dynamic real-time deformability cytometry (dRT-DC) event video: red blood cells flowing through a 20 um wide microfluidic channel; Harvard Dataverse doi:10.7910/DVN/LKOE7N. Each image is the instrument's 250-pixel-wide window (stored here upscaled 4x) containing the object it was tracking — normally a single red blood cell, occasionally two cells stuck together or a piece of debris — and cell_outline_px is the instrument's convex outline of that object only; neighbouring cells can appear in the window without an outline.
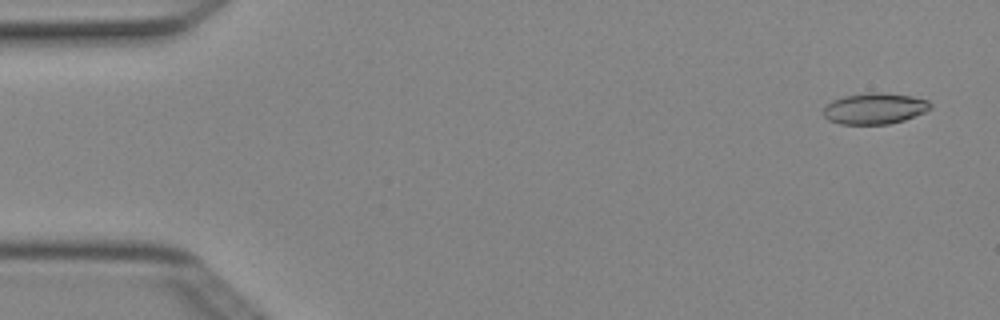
{"species": "Egyptian fruit bat (a non-hibernating species)", "species_latin": "Rousettus aegyptiacus", "temperature_condition": "cold", "stored_images_in_passage": 6, "camera_frame_rate_fps": 3000, "um_per_image_px": 0.085, "animal": {"sex": "female"}, "frame": {"image": 1, "passage_image": 1, "time_ms": 0.0, "image_size_px": [1000, 320], "cell_outline_px": [[932, 108], [924, 112], [904, 120], [888, 124], [840, 124], [828, 120], [824, 116], [824, 108], [832, 100], [844, 96], [868, 92], [880, 92], [912, 96], [928, 100], [932, 104]], "centroid_in_image_um": [74.36, 9.22], "position_along_channel_um": 10.6, "area_um2": 19.42}}
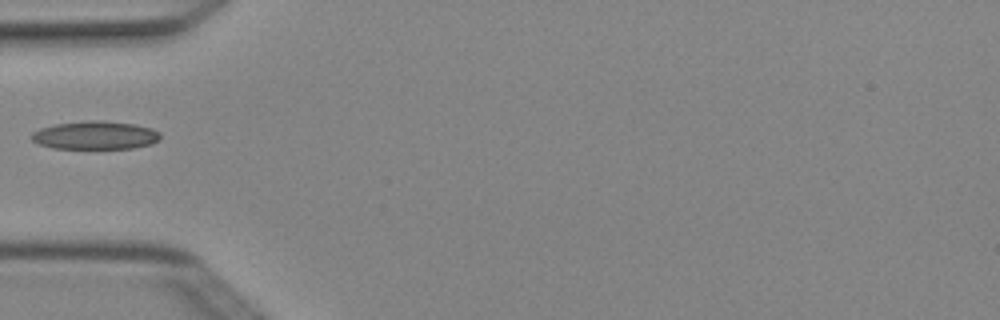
{"frame": {"image": 2, "passage_image": 5, "time_ms": 1.333, "image_size_px": [1000, 320], "cell_outline_px": [[160, 140], [152, 144], [132, 148], [52, 148], [36, 144], [32, 140], [32, 132], [40, 128], [56, 124], [88, 120], [104, 120], [132, 124], [152, 128], [160, 132]], "centroid_in_image_um": [8.1, 11.49], "position_along_channel_um": 76.9, "area_um2": 21.27}}
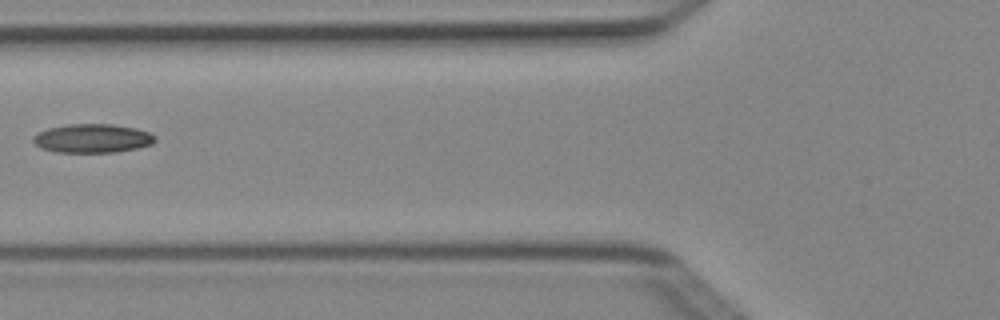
{"frame": {"image": 3, "passage_image": 6, "time_ms": 1.667, "image_size_px": [1000, 320], "cell_outline_px": [[156, 140], [152, 144], [136, 148], [116, 152], [56, 152], [40, 148], [32, 140], [32, 136], [48, 128], [68, 124], [112, 124], [136, 128], [148, 132], [156, 136]], "centroid_in_image_um": [7.85, 11.76], "position_along_channel_um": 117.9, "area_um2": 20.46}}